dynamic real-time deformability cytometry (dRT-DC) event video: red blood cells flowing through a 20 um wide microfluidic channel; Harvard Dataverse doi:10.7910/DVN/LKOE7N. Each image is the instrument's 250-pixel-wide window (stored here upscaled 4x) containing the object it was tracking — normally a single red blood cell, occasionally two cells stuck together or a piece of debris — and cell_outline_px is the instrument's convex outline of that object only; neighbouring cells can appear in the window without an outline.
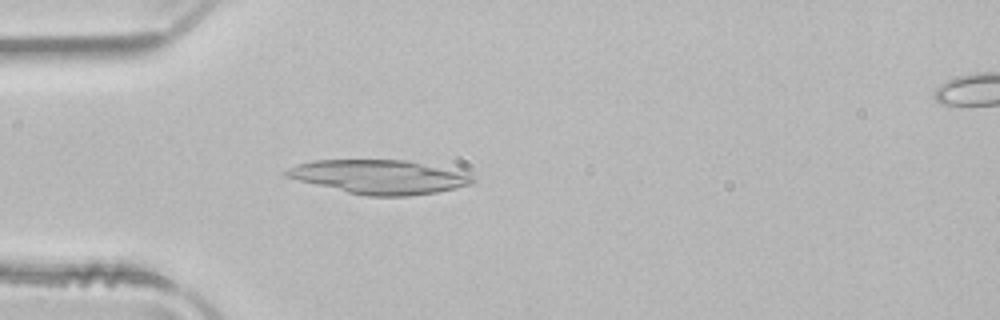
{"species": "common noctule bat (a hibernating species)", "species_latin": "Nyctalus noctula", "temperature_condition": "room temperature", "stored_images_in_passage": 40, "camera_frame_rate_fps": 3000, "um_per_image_px": 0.085, "animal": {"sex": "male", "body_mass_g": 21.5, "forearm_length_mm": 52.0}, "frame": {"image": 1, "passage_image": 4, "time_ms": 1.0, "image_size_px": [1000, 320], "cell_outline_px": [[472, 184], [456, 188], [436, 192], [408, 196], [368, 196], [348, 192], [284, 176], [284, 172], [288, 168], [296, 164], [312, 160], [404, 160], [456, 172], [472, 176]], "centroid_in_image_um": [32.15, 15.04], "position_along_channel_um": 52.9, "area_um2": 35.89}}
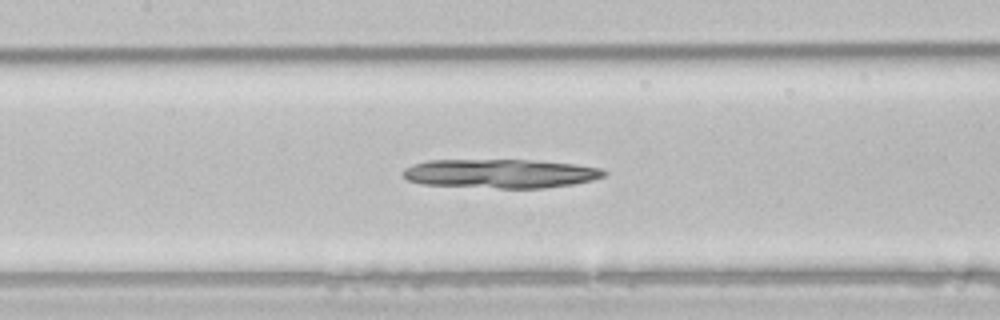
{"frame": {"image": 2, "passage_image": 13, "time_ms": 4.0, "image_size_px": [1000, 320], "cell_outline_px": [[608, 172], [604, 176], [592, 180], [572, 184], [544, 188], [500, 188], [420, 184], [408, 180], [400, 172], [404, 168], [412, 164], [428, 160], [536, 160], [576, 164], [600, 168]], "centroid_in_image_um": [42.52, 14.75], "position_along_channel_um": 164.9, "area_um2": 34.1}}
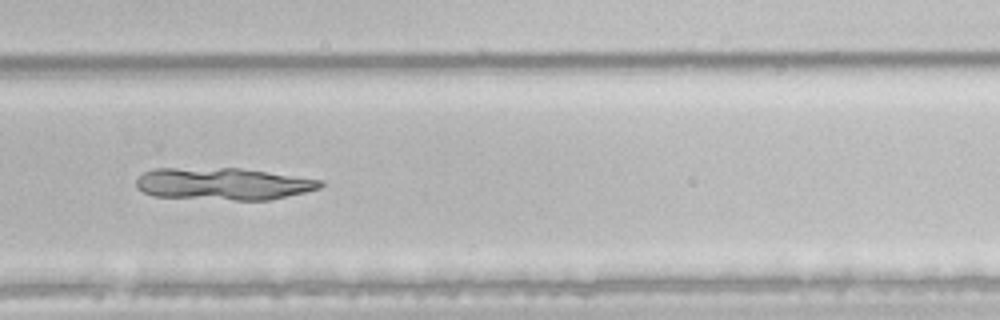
{"frame": {"image": 3, "passage_image": 24, "time_ms": 7.667, "image_size_px": [1000, 320], "cell_outline_px": [[324, 184], [320, 188], [304, 192], [268, 200], [232, 200], [152, 196], [136, 188], [136, 180], [144, 172], [156, 168], [240, 168], [324, 180]], "centroid_in_image_um": [18.96, 15.62], "position_along_channel_um": 310.8, "area_um2": 34.51}}